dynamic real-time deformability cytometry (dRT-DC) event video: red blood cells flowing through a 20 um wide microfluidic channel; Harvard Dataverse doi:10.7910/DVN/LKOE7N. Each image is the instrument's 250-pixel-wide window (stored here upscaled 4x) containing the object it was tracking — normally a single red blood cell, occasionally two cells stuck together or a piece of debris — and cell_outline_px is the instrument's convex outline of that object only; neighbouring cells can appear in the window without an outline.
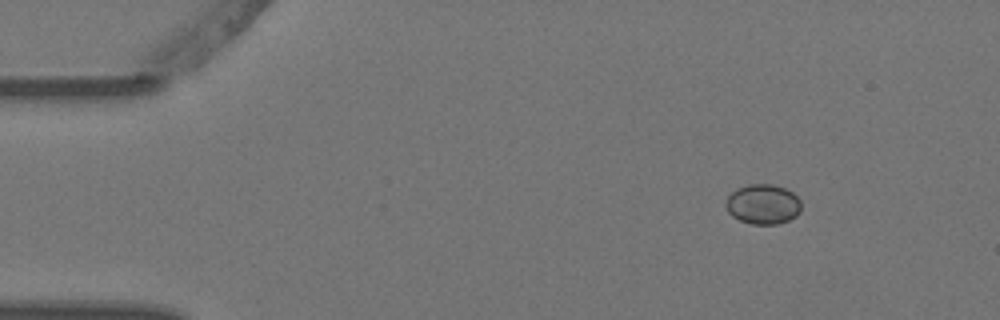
{"species": "Egyptian fruit bat (a non-hibernating species)", "species_latin": "Rousettus aegyptiacus", "temperature_condition": "warm", "stored_images_in_passage": 7, "camera_frame_rate_fps": 3000, "um_per_image_px": 0.085, "animal": {"sex": "female"}, "frame": {"image": 1, "passage_image": 1, "time_ms": 0.0, "image_size_px": [1000, 320], "cell_outline_px": [[800, 212], [796, 216], [788, 220], [776, 224], [752, 224], [740, 220], [732, 216], [728, 212], [724, 204], [728, 196], [736, 188], [748, 184], [772, 184], [784, 188], [792, 192], [800, 200]], "centroid_in_image_um": [64.83, 17.35], "position_along_channel_um": 20.2, "area_um2": 17.57}}
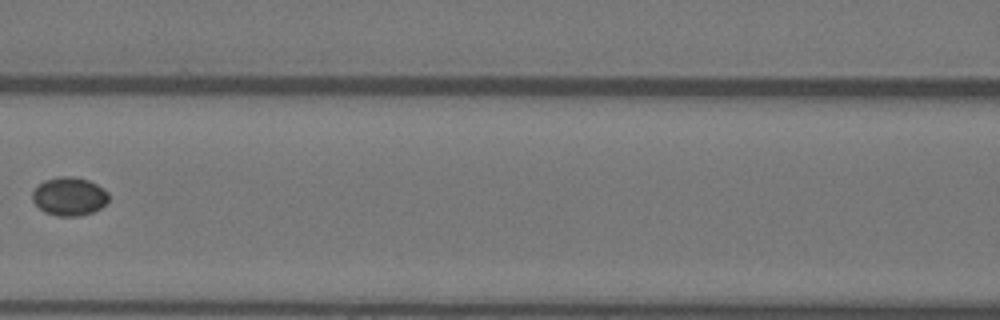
{"frame": {"image": 2, "passage_image": 6, "time_ms": 1.667, "image_size_px": [1000, 320], "cell_outline_px": [[108, 200], [100, 208], [92, 212], [80, 216], [56, 216], [44, 212], [32, 200], [32, 192], [44, 180], [60, 176], [72, 176], [88, 180], [104, 188], [108, 192]], "centroid_in_image_um": [5.89, 16.69], "position_along_channel_um": 160.7, "area_um2": 17.05}}
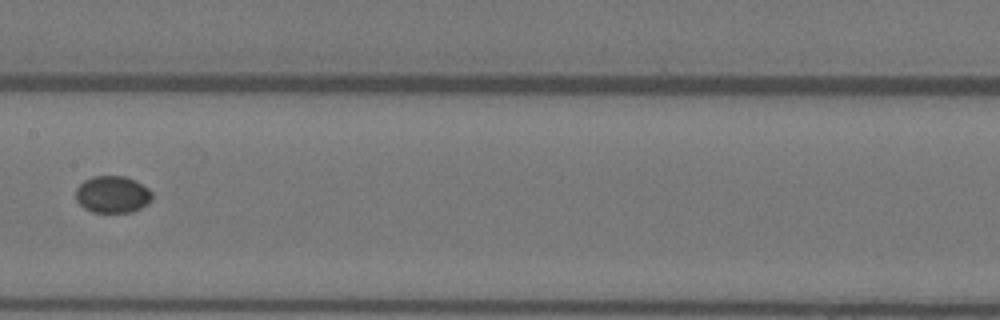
{"frame": {"image": 3, "passage_image": 7, "time_ms": 2.0, "image_size_px": [1000, 320], "cell_outline_px": [[152, 200], [148, 204], [132, 212], [92, 212], [84, 208], [76, 200], [76, 188], [84, 180], [92, 176], [124, 176], [136, 180], [148, 188], [152, 192]], "centroid_in_image_um": [9.57, 16.52], "position_along_channel_um": 197.8, "area_um2": 16.59}}